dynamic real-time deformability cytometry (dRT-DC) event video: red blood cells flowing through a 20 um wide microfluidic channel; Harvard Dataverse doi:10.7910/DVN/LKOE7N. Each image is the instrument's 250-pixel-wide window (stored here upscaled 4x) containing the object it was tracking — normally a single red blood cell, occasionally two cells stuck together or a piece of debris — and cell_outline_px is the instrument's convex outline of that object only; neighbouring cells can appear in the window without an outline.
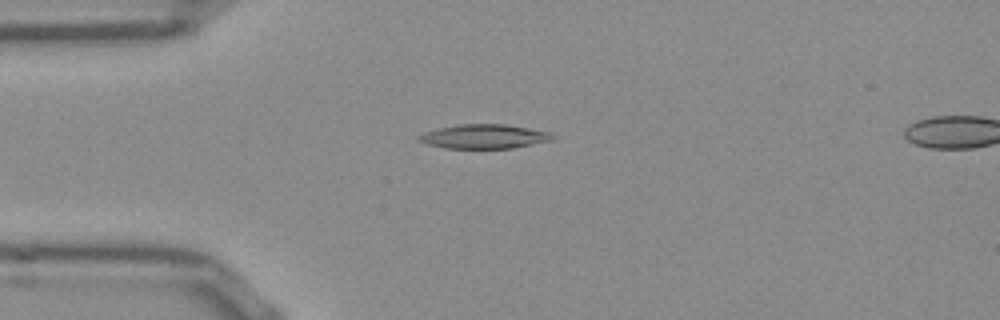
{"species": "Egyptian fruit bat (a non-hibernating species)", "species_latin": "Rousettus aegyptiacus", "temperature_condition": "room temperature", "stored_images_in_passage": 53, "segment_of_instrument_passage": [1, 2], "camera_frame_rate_fps": 3000, "um_per_image_px": 0.085, "frame": {"image": 1, "passage_image": 13, "time_ms": 4.0, "image_size_px": [1000, 320], "cell_outline_px": [[556, 136], [552, 140], [512, 148], [444, 148], [428, 144], [416, 140], [416, 136], [424, 132], [440, 128], [460, 124], [504, 124], [528, 128], [548, 132]], "centroid_in_image_um": [41.11, 11.6], "position_along_channel_um": 43.9, "area_um2": 18.73}}
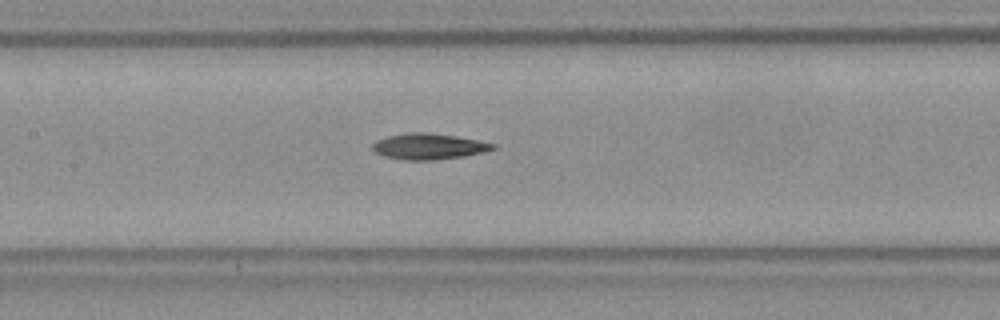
{"frame": {"image": 2, "passage_image": 24, "time_ms": 7.667, "image_size_px": [1000, 320], "cell_outline_px": [[496, 148], [484, 152], [464, 156], [432, 160], [400, 160], [384, 156], [376, 152], [372, 148], [372, 144], [376, 140], [388, 136], [408, 132], [428, 132], [456, 136], [496, 144]], "centroid_in_image_um": [36.42, 12.44], "position_along_channel_um": 171.0, "area_um2": 18.21}}
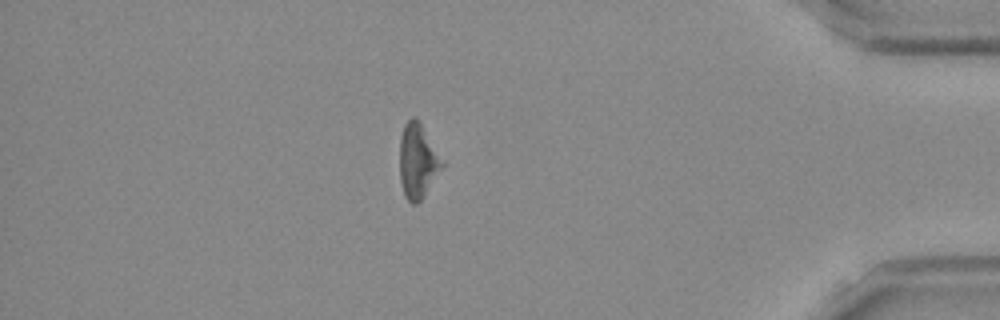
{"frame": {"image": 3, "passage_image": 45, "time_ms": 14.667, "image_size_px": [1000, 320], "cell_outline_px": [[444, 164], [424, 196], [416, 204], [412, 204], [404, 196], [400, 184], [400, 136], [404, 124], [412, 116], [416, 116], [420, 120]], "centroid_in_image_um": [35.47, 13.66], "position_along_channel_um": 399.7, "area_um2": 18.44}}